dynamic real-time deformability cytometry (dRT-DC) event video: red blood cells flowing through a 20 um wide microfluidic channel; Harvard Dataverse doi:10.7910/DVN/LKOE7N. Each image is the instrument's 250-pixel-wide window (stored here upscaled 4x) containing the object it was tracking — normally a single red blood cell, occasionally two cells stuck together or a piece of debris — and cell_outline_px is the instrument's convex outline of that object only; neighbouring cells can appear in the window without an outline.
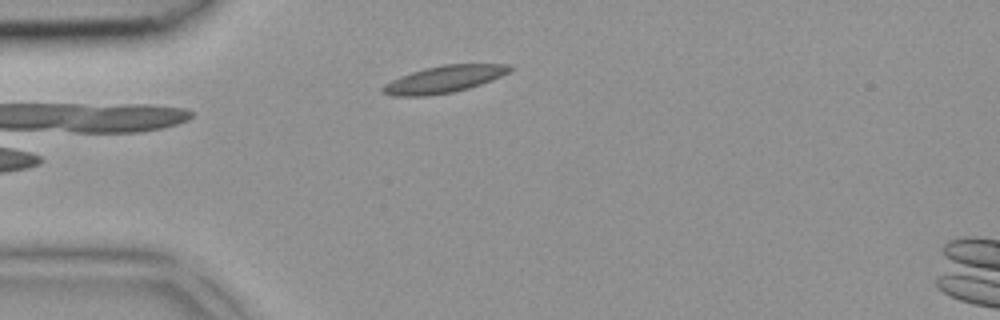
{"species": "common noctule bat (a hibernating species)", "species_latin": "Nyctalus noctula", "temperature_condition": "room temperature", "stored_images_in_passage": 6, "camera_frame_rate_fps": 3000, "um_per_image_px": 0.085, "animal": {"sex": "female", "body_mass_g": 18.4}, "frame": {"image": 1, "passage_image": 5, "time_ms": 1.333, "image_size_px": [1000, 320], "cell_outline_px": [[512, 68], [508, 72], [492, 80], [468, 88], [452, 92], [424, 96], [392, 96], [380, 92], [380, 88], [384, 84], [400, 76], [424, 68], [444, 64], [508, 64]], "centroid_in_image_um": [37.68, 6.74], "position_along_channel_um": 47.3, "area_um2": 19.88}}